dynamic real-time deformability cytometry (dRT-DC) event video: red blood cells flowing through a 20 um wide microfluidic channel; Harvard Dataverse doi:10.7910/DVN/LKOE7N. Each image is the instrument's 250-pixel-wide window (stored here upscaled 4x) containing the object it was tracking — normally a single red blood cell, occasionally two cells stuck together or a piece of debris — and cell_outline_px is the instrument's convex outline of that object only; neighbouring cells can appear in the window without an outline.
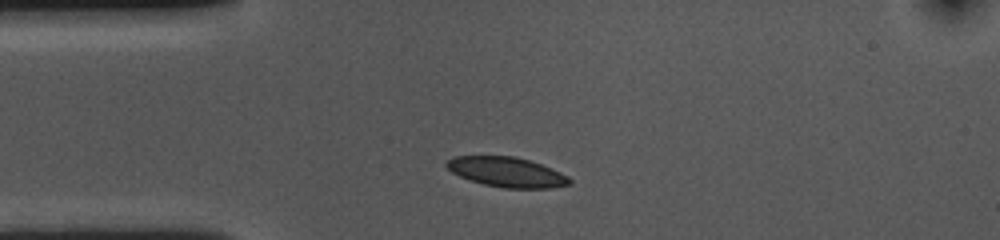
{"species": "common noctule bat (a hibernating species)", "species_latin": "Nyctalus noctula", "temperature_condition": "cold", "stored_images_in_passage": 33, "camera_frame_rate_fps": 3000, "um_per_image_px": 0.085, "animal": {"sex": "female", "body_mass_g": 10.0, "forearm_length_mm": 53.1}, "frame": {"image": 1, "passage_image": 1, "time_ms": 0.0, "image_size_px": [1000, 240], "cell_outline_px": [[572, 184], [552, 188], [504, 188], [484, 184], [460, 176], [452, 172], [444, 164], [452, 156], [516, 156], [552, 168], [568, 176], [572, 180]], "centroid_in_image_um": [43.1, 14.62], "position_along_channel_um": 41.9, "area_um2": 21.39}}
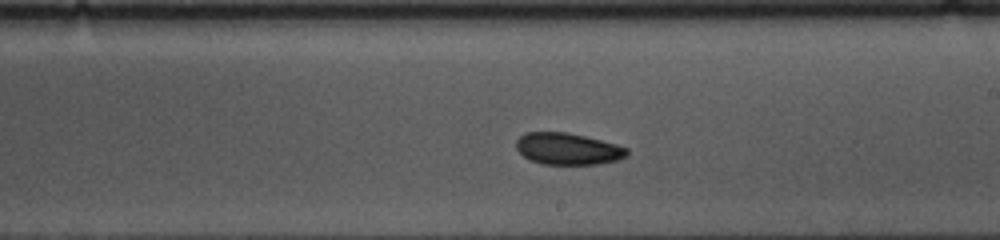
{"frame": {"image": 2, "passage_image": 19, "time_ms": 6.0, "image_size_px": [1000, 240], "cell_outline_px": [[628, 156], [620, 160], [600, 164], [544, 164], [532, 160], [524, 156], [516, 148], [516, 140], [524, 132], [568, 132], [616, 144], [628, 148]], "centroid_in_image_um": [48.29, 12.65], "position_along_channel_um": 240.7, "area_um2": 20.52}}
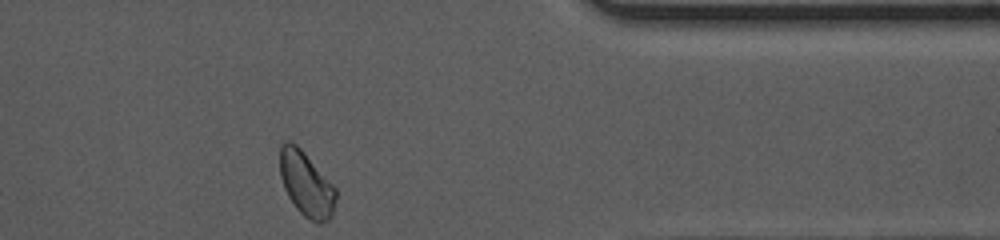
{"frame": {"image": 3, "passage_image": 33, "time_ms": 10.667, "image_size_px": [1000, 240], "cell_outline_px": [[336, 200], [332, 216], [328, 220], [320, 224], [316, 224], [304, 216], [296, 208], [288, 196], [284, 188], [280, 176], [280, 144], [288, 140], [296, 144], [304, 152], [336, 188]], "centroid_in_image_um": [26.03, 15.66], "position_along_channel_um": 385.4, "area_um2": 21.15}, "authors_computed_cell_mechanics": {"area_um2": 20.9236, "velocity_mm_per_s": 3.5632, "shape_relaxation_time_tau1_ms": 2.184, "shape_relaxation_time_tau2_ms": 6.3689, "deformation_change_tau1": 0.0657, "deformation_change_tau2": 0.0888}}